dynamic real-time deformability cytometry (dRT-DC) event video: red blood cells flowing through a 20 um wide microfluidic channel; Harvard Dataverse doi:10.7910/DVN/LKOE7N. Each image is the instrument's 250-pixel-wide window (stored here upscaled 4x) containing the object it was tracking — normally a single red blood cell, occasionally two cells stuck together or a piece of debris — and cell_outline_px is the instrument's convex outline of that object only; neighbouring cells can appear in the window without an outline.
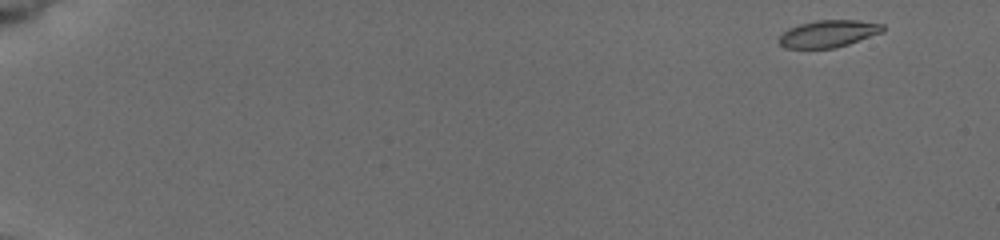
{"species": "common noctule bat (a hibernating species)", "species_latin": "Nyctalus noctula", "temperature_condition": "cold", "stored_images_in_passage": 48, "camera_frame_rate_fps": 3000, "um_per_image_px": 0.085, "animal": {"sex": "female", "body_mass_g": 19.5, "forearm_length_mm": 54.1}, "frame": {"image": 1, "passage_image": 1, "time_ms": 0.0, "image_size_px": [1000, 240], "cell_outline_px": [[884, 32], [836, 48], [784, 48], [776, 40], [788, 28], [800, 24], [816, 20], [856, 20], [884, 24]], "centroid_in_image_um": [70.41, 2.86], "position_along_channel_um": 14.6, "area_um2": 16.47}}
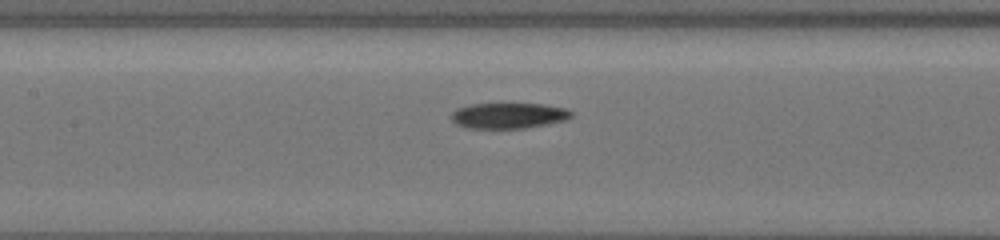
{"frame": {"image": 2, "passage_image": 20, "time_ms": 8.333, "image_size_px": [1000, 240], "cell_outline_px": [[572, 116], [568, 120], [548, 124], [524, 128], [468, 128], [456, 124], [452, 120], [452, 112], [456, 108], [472, 104], [544, 104], [568, 108], [572, 112]], "centroid_in_image_um": [43.27, 9.82], "position_along_channel_um": 164.1, "area_um2": 18.03}}
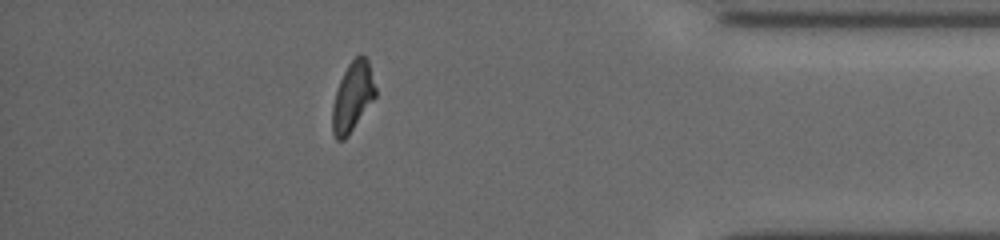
{"frame": {"image": 3, "passage_image": 42, "time_ms": 15.333, "image_size_px": [1000, 240], "cell_outline_px": [[376, 96], [348, 136], [344, 140], [336, 140], [332, 132], [332, 104], [340, 80], [348, 64], [360, 52], [368, 60], [376, 88]], "centroid_in_image_um": [29.96, 8.23], "position_along_channel_um": 405.2, "area_um2": 17.46}, "authors_computed_cell_mechanics": {"area_um2": 18.0336, "velocity_mm_per_s": 3.8431, "shape_relaxation_time_tau1_ms": 4.7312, "shape_relaxation_time_tau2_ms": 10.7391, "deformation_change_tau1": 0.1705, "deformation_change_tau2": 0.1902}}